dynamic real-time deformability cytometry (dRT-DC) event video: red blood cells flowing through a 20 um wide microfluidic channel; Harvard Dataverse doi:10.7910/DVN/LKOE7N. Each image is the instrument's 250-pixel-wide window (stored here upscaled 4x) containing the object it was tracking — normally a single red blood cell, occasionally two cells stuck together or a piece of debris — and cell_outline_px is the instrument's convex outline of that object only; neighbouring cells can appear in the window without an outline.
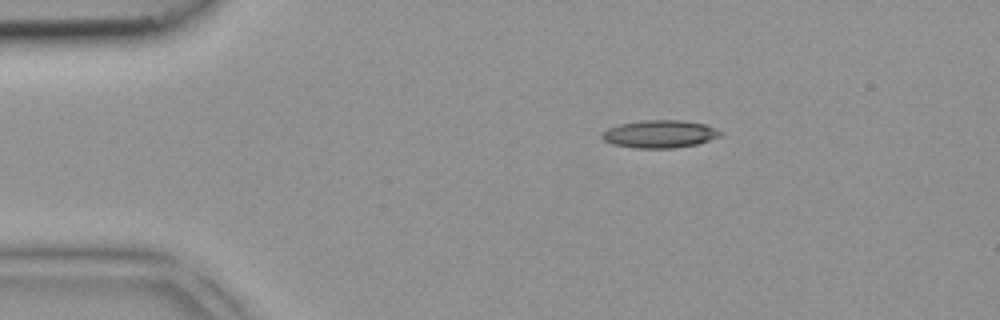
{"species": "common noctule bat (a hibernating species)", "species_latin": "Nyctalus noctula", "temperature_condition": "room temperature", "stored_images_in_passage": 3, "camera_frame_rate_fps": 3000, "um_per_image_px": 0.085, "animal": {"sex": "female", "body_mass_g": 18.4}, "frame": {"image": 1, "passage_image": 1, "time_ms": 0.0, "image_size_px": [1000, 320], "cell_outline_px": [[724, 132], [720, 136], [696, 144], [672, 148], [636, 148], [612, 144], [604, 140], [600, 136], [608, 128], [620, 124], [640, 120], [680, 120], [708, 124]], "centroid_in_image_um": [56.1, 11.38], "position_along_channel_um": 28.9, "area_um2": 19.13}}